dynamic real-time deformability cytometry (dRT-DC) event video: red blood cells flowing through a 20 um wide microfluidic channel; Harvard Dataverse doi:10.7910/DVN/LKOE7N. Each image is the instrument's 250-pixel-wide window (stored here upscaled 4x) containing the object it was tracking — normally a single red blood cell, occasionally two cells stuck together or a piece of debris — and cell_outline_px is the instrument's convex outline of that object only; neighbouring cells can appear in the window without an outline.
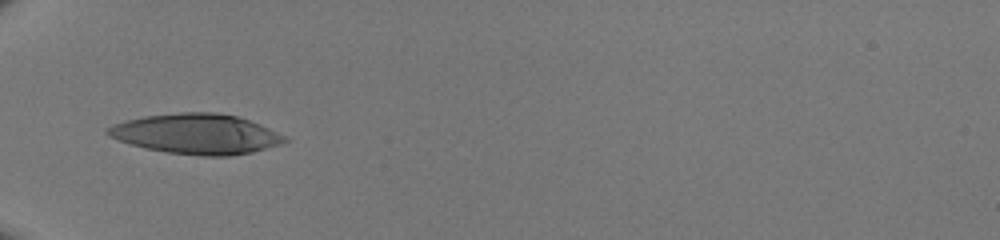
{"species": "human", "species_latin": "Homo sapiens", "temperature_condition": "room temperature", "stored_images_in_passage": 15, "camera_frame_rate_fps": 3000, "um_per_image_px": 0.085, "donor": {"sex": "male"}, "frame": {"image": 1, "passage_image": 1, "time_ms": 0.0, "image_size_px": [1000, 240], "cell_outline_px": [[288, 140], [280, 144], [252, 152], [232, 156], [200, 156], [168, 152], [148, 148], [132, 144], [108, 136], [104, 132], [104, 128], [112, 124], [124, 120], [144, 116], [180, 112], [216, 112], [236, 116], [260, 124], [284, 136]], "centroid_in_image_um": [16.65, 11.38], "position_along_channel_um": 68.3, "area_um2": 41.27}}
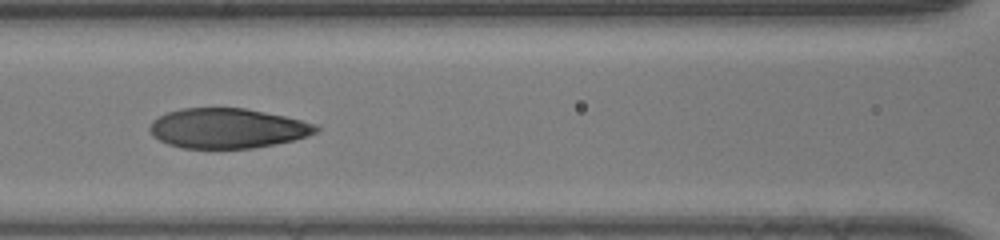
{"frame": {"image": 2, "passage_image": 7, "time_ms": 2.0, "image_size_px": [1000, 240], "cell_outline_px": [[320, 128], [316, 132], [308, 136], [276, 144], [252, 148], [180, 148], [168, 144], [152, 136], [148, 128], [152, 120], [168, 112], [180, 108], [244, 108], [284, 116], [316, 124]], "centroid_in_image_um": [19.3, 10.91], "position_along_channel_um": 147.3, "area_um2": 38.61}}
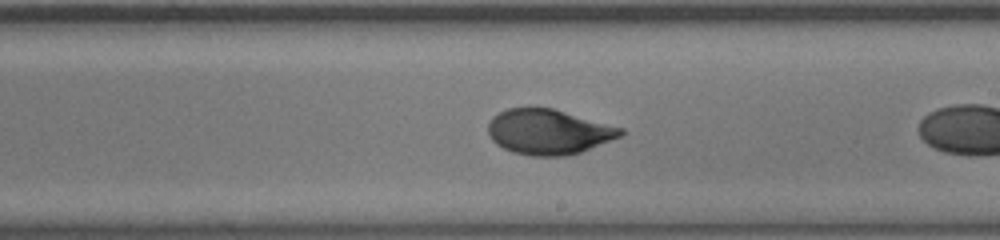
{"frame": {"image": 3, "passage_image": 11, "time_ms": 3.333, "image_size_px": [1000, 240], "cell_outline_px": [[624, 132], [620, 136], [580, 152], [564, 156], [532, 156], [512, 152], [496, 144], [488, 136], [488, 124], [492, 116], [508, 108], [528, 104], [552, 108], [624, 128]], "centroid_in_image_um": [46.56, 11.17], "position_along_channel_um": 242.4, "area_um2": 35.32}}